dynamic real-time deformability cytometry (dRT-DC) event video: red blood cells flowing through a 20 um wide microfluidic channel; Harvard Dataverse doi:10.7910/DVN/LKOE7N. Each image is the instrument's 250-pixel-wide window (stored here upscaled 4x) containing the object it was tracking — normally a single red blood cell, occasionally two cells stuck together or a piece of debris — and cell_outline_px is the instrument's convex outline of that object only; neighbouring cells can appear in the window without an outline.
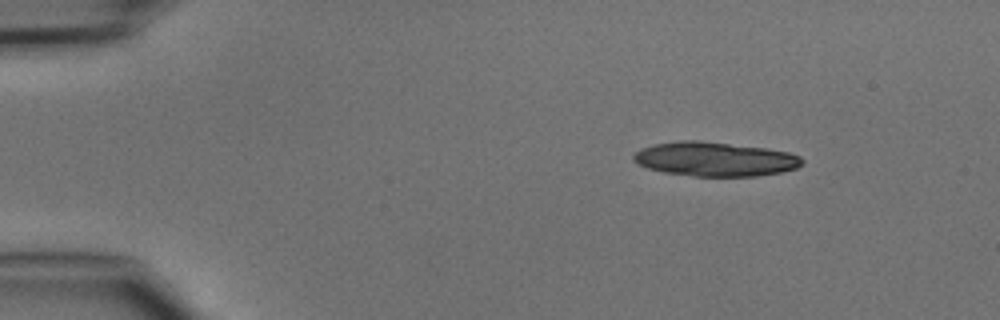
{"species": "common noctule bat (a hibernating species)", "species_latin": "Nyctalus noctula", "temperature_condition": "cold", "stored_images_in_passage": 28, "camera_frame_rate_fps": 3000, "um_per_image_px": 0.085, "animal": {"sex": "male", "body_mass_g": 15.6}, "frame": {"image": 1, "passage_image": 1, "time_ms": 0.0, "image_size_px": [1000, 320], "cell_outline_px": [[804, 164], [796, 168], [780, 172], [756, 176], [692, 176], [664, 172], [648, 168], [632, 160], [632, 156], [640, 148], [652, 144], [680, 140], [696, 140], [768, 148], [788, 152], [800, 156], [804, 160]], "centroid_in_image_um": [60.77, 13.52], "position_along_channel_um": 24.2, "area_um2": 33.76}}
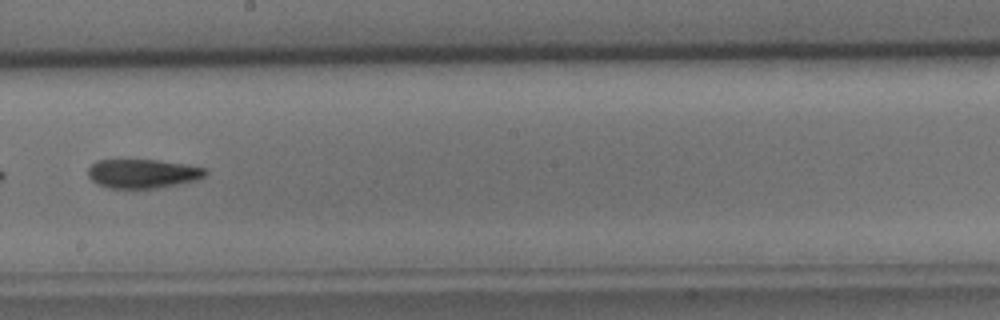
{"frame": {"image": 2, "passage_image": 22, "time_ms": 7.0, "image_size_px": [1000, 320], "cell_outline_px": [[208, 172], [204, 176], [196, 180], [156, 188], [108, 188], [96, 184], [88, 176], [88, 168], [96, 160], [156, 160], [188, 164], [208, 168]], "centroid_in_image_um": [12.14, 14.75], "position_along_channel_um": 236.1, "area_um2": 19.94}}